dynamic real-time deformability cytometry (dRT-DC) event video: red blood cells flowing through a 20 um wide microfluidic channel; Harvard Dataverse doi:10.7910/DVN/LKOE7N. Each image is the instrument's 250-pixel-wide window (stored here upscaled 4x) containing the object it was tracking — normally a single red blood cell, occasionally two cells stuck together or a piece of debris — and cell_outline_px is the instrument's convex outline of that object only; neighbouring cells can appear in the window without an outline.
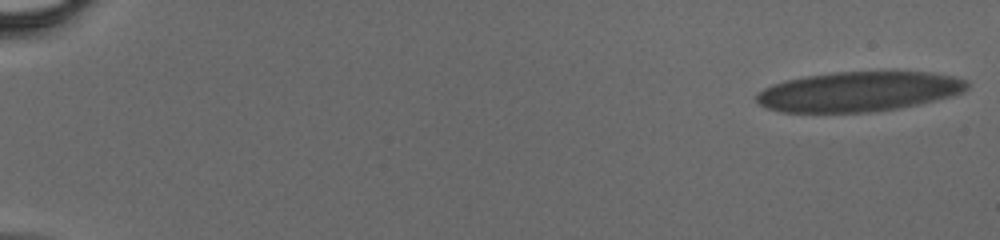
{"species": "human", "species_latin": "Homo sapiens", "temperature_condition": "cold", "stored_images_in_passage": 55, "camera_frame_rate_fps": 3000, "um_per_image_px": 0.085, "donor": {"sex": "male"}, "frame": {"image": 1, "passage_image": 1, "time_ms": 0.0, "image_size_px": [1000, 240], "cell_outline_px": [[968, 88], [964, 92], [952, 96], [920, 104], [900, 108], [872, 112], [780, 112], [764, 108], [756, 100], [756, 92], [772, 84], [784, 80], [808, 76], [836, 72], [892, 68], [896, 68], [932, 72], [956, 76], [968, 80]], "centroid_in_image_um": [73.08, 7.74], "position_along_channel_um": 11.9, "area_um2": 50.75}}
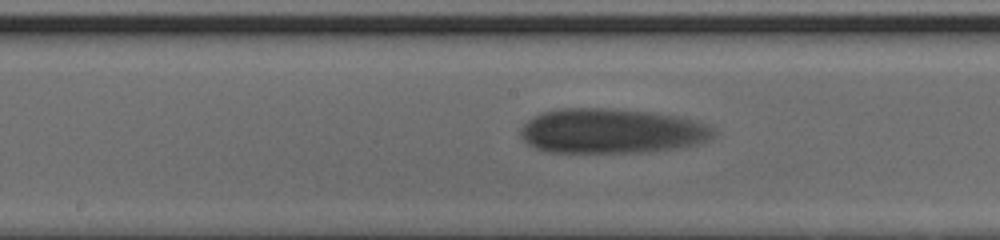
{"frame": {"image": 2, "passage_image": 32, "time_ms": 10.333, "image_size_px": [1000, 240], "cell_outline_px": [[720, 132], [708, 140], [700, 144], [680, 148], [648, 152], [548, 152], [536, 148], [528, 144], [520, 136], [520, 128], [532, 116], [540, 112], [560, 108], [608, 108], [656, 112], [680, 116], [696, 120], [708, 124]], "centroid_in_image_um": [52.05, 11.13], "position_along_channel_um": 196.2, "area_um2": 51.38}}
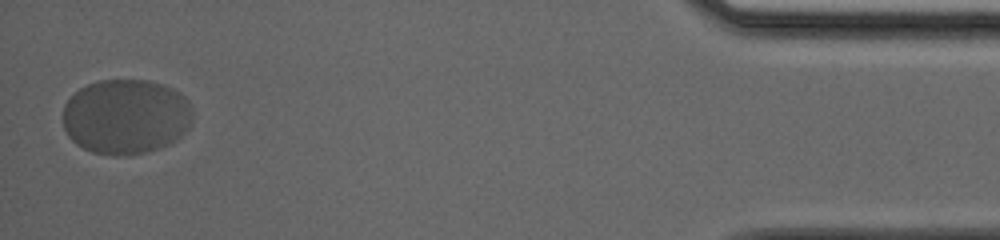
{"frame": {"image": 3, "passage_image": 55, "time_ms": 18.0, "image_size_px": [1000, 240], "cell_outline_px": [[192, 124], [176, 140], [160, 148], [144, 152], [120, 156], [112, 156], [92, 152], [76, 144], [68, 136], [64, 128], [64, 104], [80, 88], [88, 84], [100, 80], [148, 80], [164, 84], [180, 92], [188, 100], [192, 108]], "centroid_in_image_um": [10.72, 9.91], "position_along_channel_um": 424.5, "area_um2": 57.11}}